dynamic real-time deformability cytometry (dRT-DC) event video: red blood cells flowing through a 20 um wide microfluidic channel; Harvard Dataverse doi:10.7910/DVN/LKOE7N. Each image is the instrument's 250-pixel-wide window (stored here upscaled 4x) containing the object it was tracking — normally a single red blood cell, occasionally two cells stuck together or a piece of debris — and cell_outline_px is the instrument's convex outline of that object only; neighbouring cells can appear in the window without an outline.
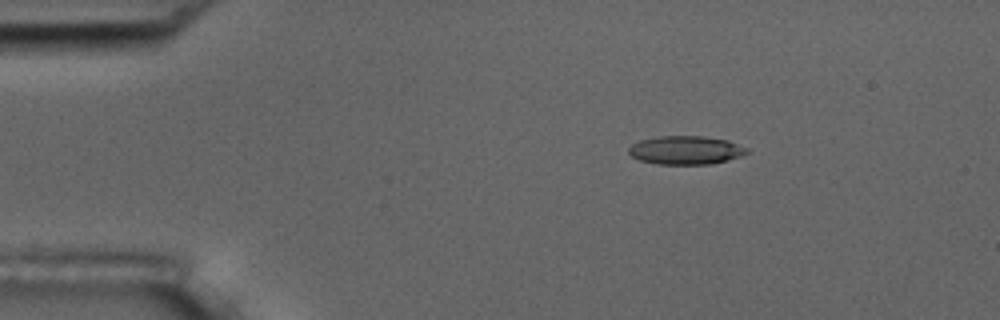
{"species": "common noctule bat (a hibernating species)", "species_latin": "Nyctalus noctula", "temperature_condition": "room temperature", "stored_images_in_passage": 3, "camera_frame_rate_fps": 3000, "um_per_image_px": 0.085, "animal": {"sex": "male", "body_mass_g": 17.5, "forearm_length_mm": 52.3}, "frame": {"image": 1, "passage_image": 1, "time_ms": 0.0, "image_size_px": [1000, 320], "cell_outline_px": [[748, 152], [740, 156], [728, 160], [712, 164], [656, 164], [640, 160], [632, 156], [628, 152], [628, 148], [632, 144], [640, 140], [660, 136], [704, 136], [728, 140], [748, 148]], "centroid_in_image_um": [58.29, 12.76], "position_along_channel_um": 26.7, "area_um2": 19.65}}